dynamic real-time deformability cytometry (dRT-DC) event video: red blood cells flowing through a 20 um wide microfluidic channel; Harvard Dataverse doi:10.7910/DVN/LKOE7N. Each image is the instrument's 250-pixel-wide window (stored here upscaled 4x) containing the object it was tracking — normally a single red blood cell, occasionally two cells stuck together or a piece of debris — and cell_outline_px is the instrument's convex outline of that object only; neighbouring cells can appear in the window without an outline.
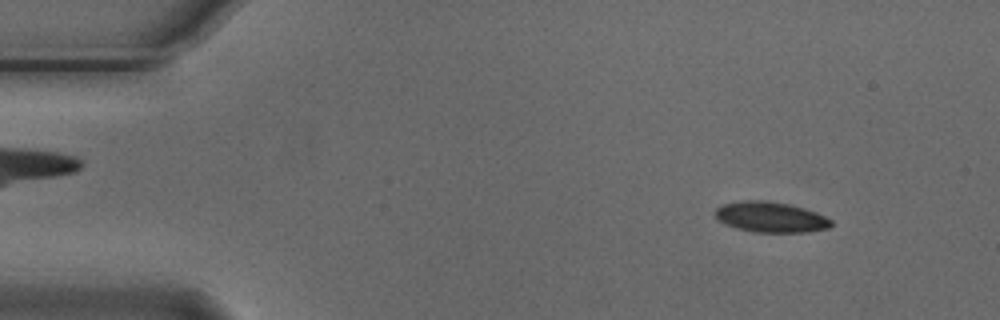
{"species": "Egyptian fruit bat (a non-hibernating species)", "species_latin": "Rousettus aegyptiacus", "temperature_condition": "cold", "stored_images_in_passage": 4, "camera_frame_rate_fps": 3000, "um_per_image_px": 0.085, "animal": {"sex": "male"}, "frame": {"image": 1, "passage_image": 1, "time_ms": 0.0, "image_size_px": [1000, 320], "cell_outline_px": [[832, 224], [828, 228], [808, 232], [752, 232], [736, 228], [724, 224], [716, 216], [716, 208], [724, 204], [744, 200], [764, 200], [788, 204], [804, 208], [816, 212], [832, 220]], "centroid_in_image_um": [65.51, 18.46], "position_along_channel_um": 19.5, "area_um2": 20.52}}